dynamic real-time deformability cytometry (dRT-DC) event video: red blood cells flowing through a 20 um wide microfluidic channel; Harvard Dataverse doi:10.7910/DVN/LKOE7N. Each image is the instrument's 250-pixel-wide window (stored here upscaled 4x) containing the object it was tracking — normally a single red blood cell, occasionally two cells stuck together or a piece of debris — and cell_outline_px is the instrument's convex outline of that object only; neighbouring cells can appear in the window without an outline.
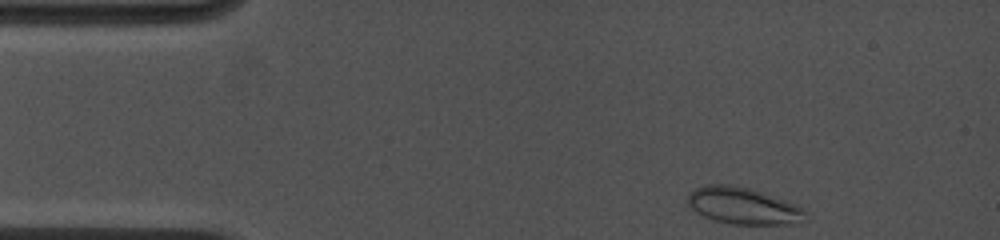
{"species": "common noctule bat (a hibernating species)", "species_latin": "Nyctalus noctula", "temperature_condition": "cold", "stored_images_in_passage": 35, "camera_frame_rate_fps": 4500, "um_per_image_px": 0.085, "animal": {"sex": "female", "body_mass_g": 19.0, "forearm_length_mm": 53.3}, "frame": {"image": 1, "passage_image": 1, "time_ms": 0.0, "image_size_px": [1000, 240], "cell_outline_px": [[808, 220], [792, 224], [728, 224], [712, 220], [700, 216], [688, 204], [688, 196], [696, 188], [708, 184], [728, 184], [748, 188], [796, 204], [804, 208]], "centroid_in_image_um": [63.18, 17.52], "position_along_channel_um": 21.8, "area_um2": 25.26}}
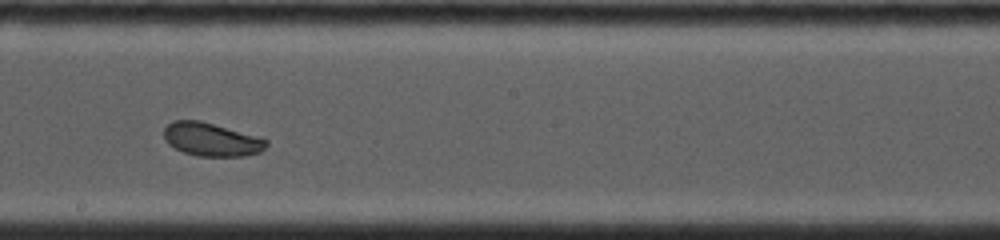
{"frame": {"image": 2, "passage_image": 20, "time_ms": 7.111, "image_size_px": [1000, 240], "cell_outline_px": [[268, 144], [260, 152], [244, 156], [196, 156], [184, 152], [168, 144], [164, 136], [164, 128], [172, 120], [200, 120], [268, 140]], "centroid_in_image_um": [17.94, 11.86], "position_along_channel_um": 230.3, "area_um2": 19.65}}
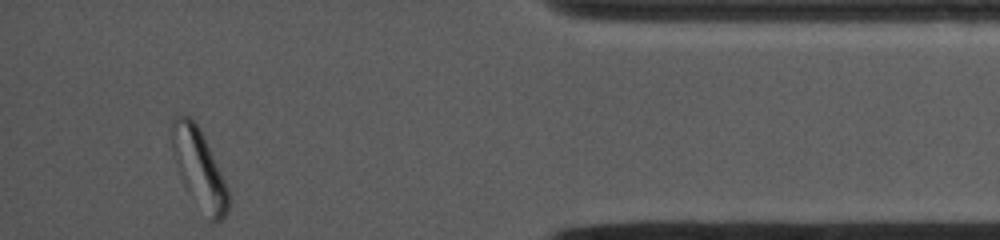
{"frame": {"image": 3, "passage_image": 35, "time_ms": 12.667, "image_size_px": [1000, 240], "cell_outline_px": [[228, 212], [216, 224], [208, 224], [184, 188], [176, 168], [172, 148], [172, 120], [176, 116], [188, 116], [200, 128], [204, 136], [228, 188]], "centroid_in_image_um": [16.91, 14.45], "position_along_channel_um": 418.3, "area_um2": 26.47}, "authors_computed_cell_mechanics": {"area_um2": 21.0392, "velocity_mm_per_s": 3.9294, "shape_relaxation_time_tau1_ms": 2.9366, "shape_relaxation_time_tau2_ms": 3.4399, "deformation_change_tau1": 0.0905, "deformation_change_tau2": 0.068}}